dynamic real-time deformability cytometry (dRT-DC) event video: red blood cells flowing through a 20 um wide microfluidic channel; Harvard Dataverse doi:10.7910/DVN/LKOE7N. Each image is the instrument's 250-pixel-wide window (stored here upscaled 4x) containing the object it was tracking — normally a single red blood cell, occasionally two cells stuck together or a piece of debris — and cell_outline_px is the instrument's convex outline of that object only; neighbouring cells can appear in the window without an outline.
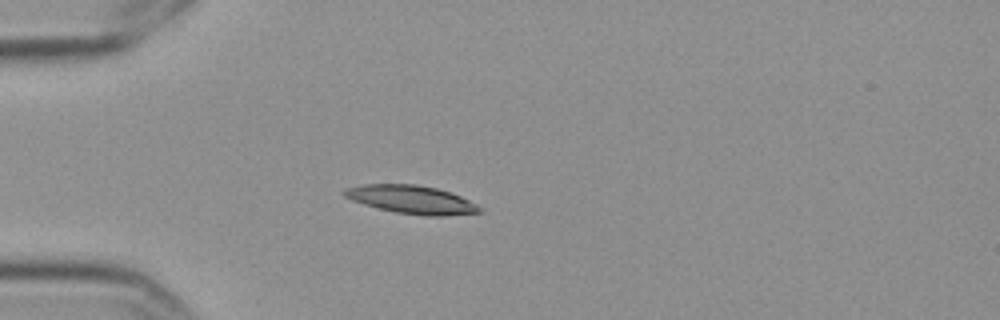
{"species": "Egyptian fruit bat (a non-hibernating species)", "species_latin": "Rousettus aegyptiacus", "temperature_condition": "cold", "stored_images_in_passage": 7, "camera_frame_rate_fps": 3000, "um_per_image_px": 0.085, "frame": {"image": 1, "passage_image": 2, "time_ms": 0.333, "image_size_px": [1000, 320], "cell_outline_px": [[480, 212], [444, 216], [428, 216], [396, 212], [376, 208], [352, 200], [344, 196], [340, 192], [344, 188], [360, 184], [416, 184], [436, 188], [460, 196], [476, 204], [480, 208]], "centroid_in_image_um": [34.9, 16.95], "position_along_channel_um": 50.1, "area_um2": 22.2}}
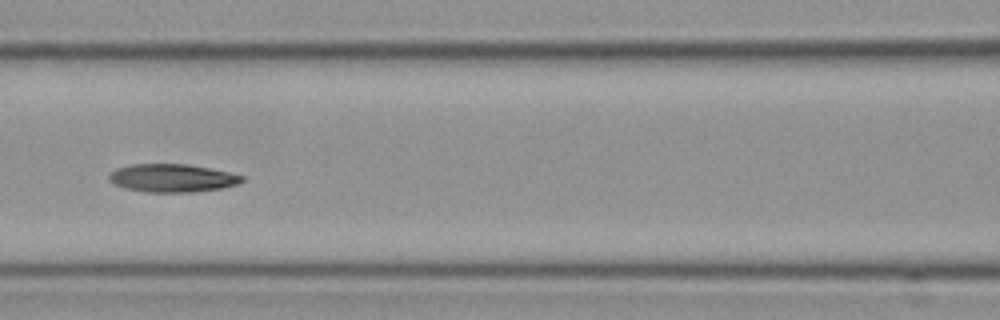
{"frame": {"image": 2, "passage_image": 5, "time_ms": 1.333, "image_size_px": [1000, 320], "cell_outline_px": [[244, 180], [240, 184], [220, 188], [192, 192], [144, 192], [124, 188], [108, 180], [108, 176], [116, 168], [132, 164], [188, 164], [228, 172], [244, 176]], "centroid_in_image_um": [14.63, 15.13], "position_along_channel_um": 152.0, "area_um2": 21.73}}
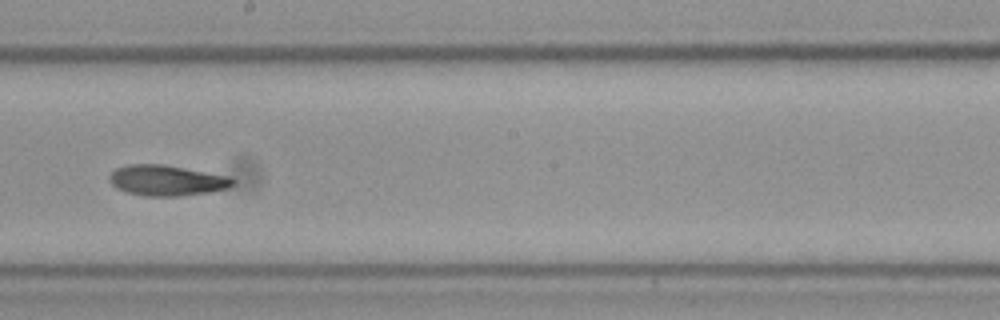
{"frame": {"image": 3, "passage_image": 7, "time_ms": 2.0, "image_size_px": [1000, 320], "cell_outline_px": [[236, 184], [228, 188], [212, 192], [180, 196], [144, 196], [128, 192], [116, 188], [112, 184], [108, 176], [116, 168], [128, 164], [160, 164], [228, 176], [236, 180]], "centroid_in_image_um": [14.19, 15.35], "position_along_channel_um": 234.0, "area_um2": 21.96}}